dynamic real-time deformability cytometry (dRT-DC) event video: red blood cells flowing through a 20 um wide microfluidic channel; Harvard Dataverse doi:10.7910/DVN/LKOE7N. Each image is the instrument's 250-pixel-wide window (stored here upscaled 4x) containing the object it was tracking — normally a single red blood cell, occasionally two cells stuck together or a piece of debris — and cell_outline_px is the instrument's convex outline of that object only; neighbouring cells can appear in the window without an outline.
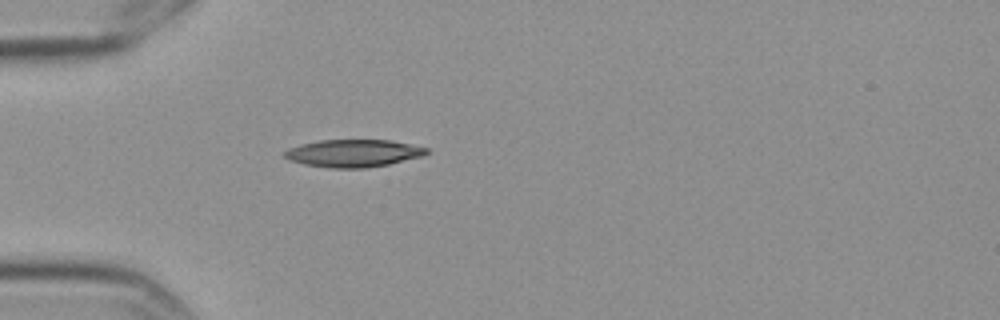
{"species": "Egyptian fruit bat (a non-hibernating species)", "species_latin": "Rousettus aegyptiacus", "temperature_condition": "cold", "stored_images_in_passage": 1, "camera_frame_rate_fps": 3000, "um_per_image_px": 0.085, "frame": {"image": 1, "passage_image": 1, "time_ms": 0.0, "image_size_px": [1000, 320], "cell_outline_px": [[428, 152], [420, 156], [388, 164], [364, 168], [328, 168], [304, 164], [288, 160], [284, 156], [284, 152], [288, 148], [300, 144], [320, 140], [392, 140], [428, 148]], "centroid_in_image_um": [29.98, 13.02], "position_along_channel_um": 55.0, "area_um2": 22.66}}